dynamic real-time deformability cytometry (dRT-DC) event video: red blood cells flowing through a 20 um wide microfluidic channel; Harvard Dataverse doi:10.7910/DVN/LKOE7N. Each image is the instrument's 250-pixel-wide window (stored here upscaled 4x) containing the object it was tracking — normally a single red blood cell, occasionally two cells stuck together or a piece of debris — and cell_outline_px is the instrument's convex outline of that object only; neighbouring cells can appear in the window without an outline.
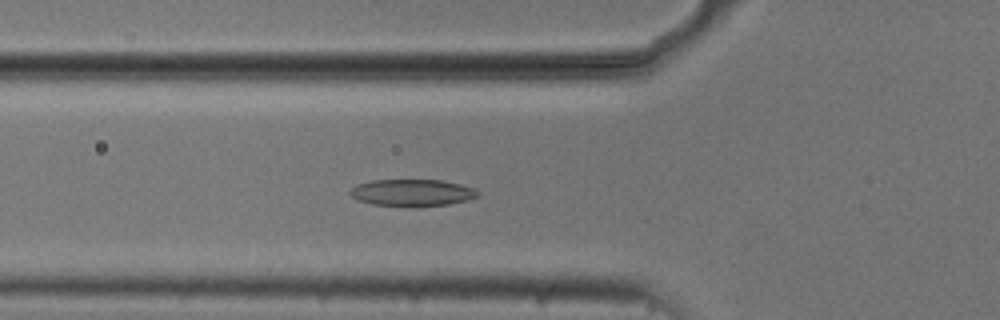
{"species": "common noctule bat (a hibernating species)", "species_latin": "Nyctalus noctula", "temperature_condition": "cold", "stored_images_in_passage": 50, "camera_frame_rate_fps": 3000, "um_per_image_px": 0.085, "animal": {"sex": "male", "body_mass_g": 20.5, "forearm_length_mm": 52.5}, "frame": {"image": 1, "passage_image": 15, "time_ms": 4.667, "image_size_px": [1000, 320], "cell_outline_px": [[480, 196], [468, 200], [448, 204], [416, 208], [372, 204], [356, 200], [348, 192], [356, 184], [372, 180], [444, 180], [460, 184], [472, 188], [480, 192]], "centroid_in_image_um": [35.03, 16.39], "position_along_channel_um": 90.8, "area_um2": 20.46}}
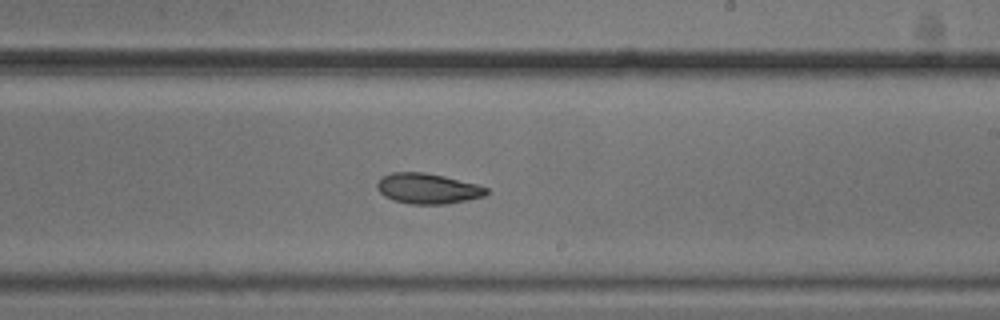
{"frame": {"image": 2, "passage_image": 28, "time_ms": 9.0, "image_size_px": [1000, 320], "cell_outline_px": [[488, 192], [484, 196], [468, 200], [448, 204], [408, 204], [392, 200], [384, 196], [376, 188], [376, 184], [380, 176], [392, 172], [424, 172], [444, 176], [476, 184], [488, 188]], "centroid_in_image_um": [36.31, 16.03], "position_along_channel_um": 252.7, "area_um2": 19.59}}
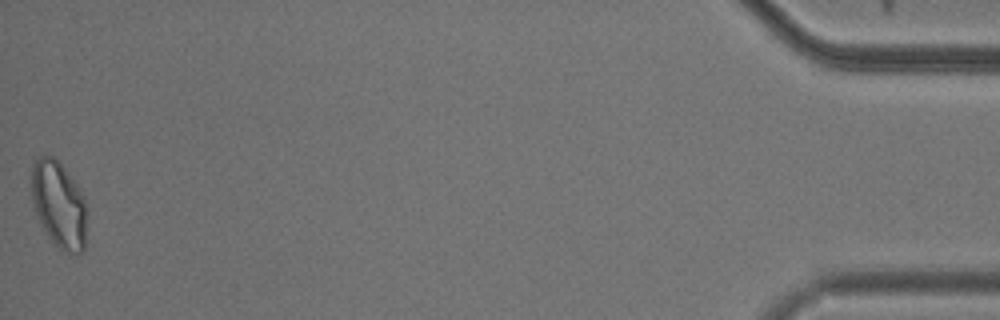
{"frame": {"image": 3, "passage_image": 50, "time_ms": 16.333, "image_size_px": [1000, 320], "cell_outline_px": [[84, 252], [68, 256], [48, 236], [40, 224], [32, 200], [32, 160], [36, 156], [52, 156], [60, 164], [76, 184], [84, 200]], "centroid_in_image_um": [4.96, 17.4], "position_along_channel_um": 430.2, "area_um2": 27.4}, "authors_computed_cell_mechanics": {"area_um2": 20.7502, "velocity_mm_per_s": 3.719, "shape_relaxation_time_tau1_ms": 6.23, "shape_relaxation_time_tau2_ms": 4.3293, "deformation_change_tau1": 0.1419, "deformation_change_tau2": 0.0975}}